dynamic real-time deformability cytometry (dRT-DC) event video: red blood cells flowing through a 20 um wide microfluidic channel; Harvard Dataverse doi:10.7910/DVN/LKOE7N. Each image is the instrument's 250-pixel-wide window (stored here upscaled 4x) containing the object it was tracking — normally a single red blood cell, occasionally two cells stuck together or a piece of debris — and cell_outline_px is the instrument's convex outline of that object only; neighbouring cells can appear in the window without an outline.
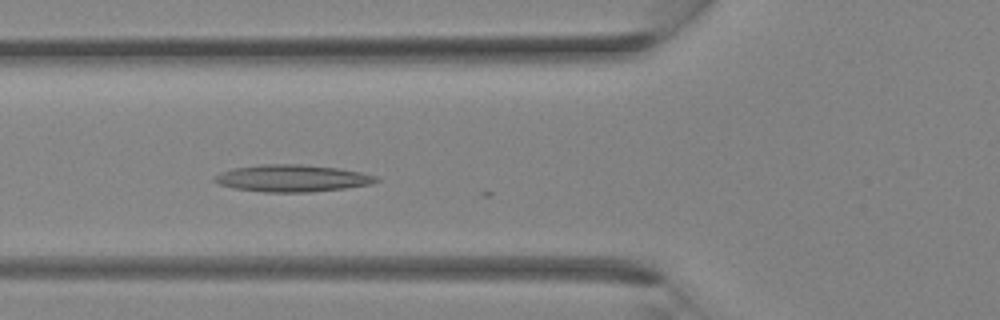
{"species": "Egyptian fruit bat (a non-hibernating species)", "species_latin": "Rousettus aegyptiacus", "temperature_condition": "room temperature", "stored_images_in_passage": 13, "camera_frame_rate_fps": 3000, "um_per_image_px": 0.085, "animal": {"sex": "female"}, "frame": {"image": 1, "passage_image": 9, "time_ms": 2.667, "image_size_px": [1000, 320], "cell_outline_px": [[380, 180], [372, 184], [344, 188], [312, 192], [264, 192], [236, 188], [220, 184], [212, 180], [220, 172], [232, 168], [260, 164], [300, 164], [340, 168], [360, 172], [376, 176]], "centroid_in_image_um": [24.85, 15.14], "position_along_channel_um": 101.0, "area_um2": 25.43}}
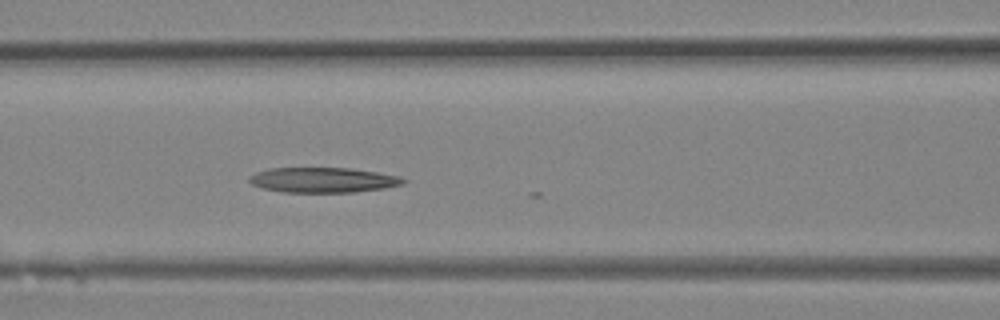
{"frame": {"image": 2, "passage_image": 11, "time_ms": 3.333, "image_size_px": [1000, 320], "cell_outline_px": [[408, 180], [404, 184], [384, 188], [352, 192], [284, 192], [264, 188], [252, 184], [248, 180], [248, 176], [256, 172], [268, 168], [352, 168], [400, 176]], "centroid_in_image_um": [27.47, 15.29], "position_along_channel_um": 139.1, "area_um2": 22.54}}